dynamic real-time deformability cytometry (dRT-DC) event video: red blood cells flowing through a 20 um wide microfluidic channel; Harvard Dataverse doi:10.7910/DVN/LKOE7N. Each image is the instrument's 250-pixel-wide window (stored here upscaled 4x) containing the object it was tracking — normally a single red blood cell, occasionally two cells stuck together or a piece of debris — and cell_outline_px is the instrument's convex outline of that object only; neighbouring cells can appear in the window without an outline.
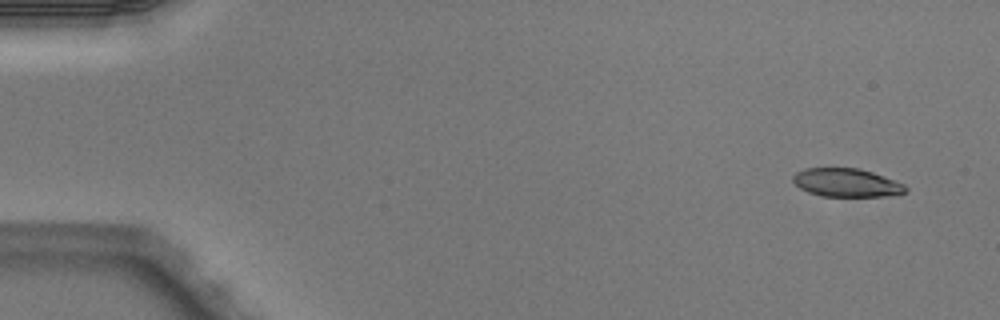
{"species": "Egyptian fruit bat (a non-hibernating species)", "species_latin": "Rousettus aegyptiacus", "temperature_condition": "warm", "stored_images_in_passage": 5, "camera_frame_rate_fps": 3000, "um_per_image_px": 0.085, "animal": {"sex": "male"}, "frame": {"image": 1, "passage_image": 1, "time_ms": 0.0, "image_size_px": [1000, 320], "cell_outline_px": [[908, 188], [900, 196], [820, 196], [808, 192], [800, 188], [792, 180], [792, 176], [796, 172], [804, 168], [860, 168], [896, 180], [904, 184]], "centroid_in_image_um": [71.98, 15.53], "position_along_channel_um": 13.0, "area_um2": 18.84}}